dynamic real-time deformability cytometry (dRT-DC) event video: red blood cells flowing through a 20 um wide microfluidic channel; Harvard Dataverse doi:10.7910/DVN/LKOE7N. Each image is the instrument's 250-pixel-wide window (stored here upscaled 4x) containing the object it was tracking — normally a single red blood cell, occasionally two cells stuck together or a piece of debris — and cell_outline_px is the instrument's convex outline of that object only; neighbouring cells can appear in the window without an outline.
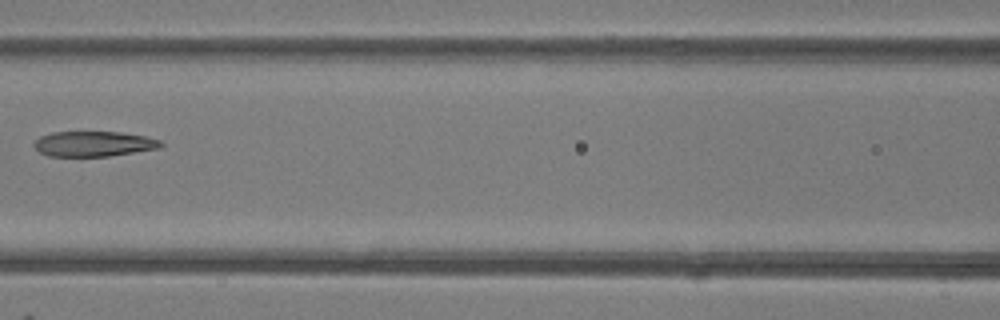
{"species": "common noctule bat (a hibernating species)", "species_latin": "Nyctalus noctula", "temperature_condition": "room temperature", "stored_images_in_passage": 5, "camera_frame_rate_fps": 3000, "um_per_image_px": 0.085, "animal": {"sex": "female"}, "frame": {"image": 1, "passage_image": 4, "time_ms": 3.667, "image_size_px": [1000, 320], "cell_outline_px": [[164, 144], [160, 148], [108, 156], [48, 156], [40, 152], [32, 144], [40, 136], [52, 132], [120, 132], [144, 136], [160, 140]], "centroid_in_image_um": [7.96, 12.22], "position_along_channel_um": 158.6, "area_um2": 18.55}}
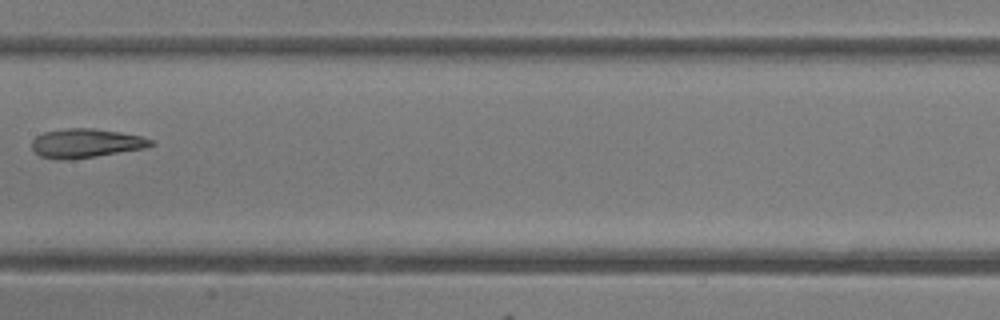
{"frame": {"image": 2, "passage_image": 5, "time_ms": 4.667, "image_size_px": [1000, 320], "cell_outline_px": [[156, 144], [148, 148], [72, 160], [64, 160], [40, 156], [32, 148], [32, 140], [36, 136], [44, 132], [64, 128], [92, 128], [120, 132], [140, 136], [152, 140]], "centroid_in_image_um": [7.33, 12.18], "position_along_channel_um": 200.1, "area_um2": 20.29}}